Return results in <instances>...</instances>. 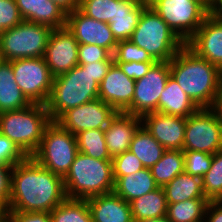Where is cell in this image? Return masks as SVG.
<instances>
[{"label": "cell", "instance_id": "6da1fadb", "mask_svg": "<svg viewBox=\"0 0 222 222\" xmlns=\"http://www.w3.org/2000/svg\"><path fill=\"white\" fill-rule=\"evenodd\" d=\"M66 198L63 178L33 157L13 166L8 211L50 213Z\"/></svg>", "mask_w": 222, "mask_h": 222}, {"label": "cell", "instance_id": "603a6c76", "mask_svg": "<svg viewBox=\"0 0 222 222\" xmlns=\"http://www.w3.org/2000/svg\"><path fill=\"white\" fill-rule=\"evenodd\" d=\"M148 0H120V12L109 21L117 41L130 40Z\"/></svg>", "mask_w": 222, "mask_h": 222}, {"label": "cell", "instance_id": "bcb514c9", "mask_svg": "<svg viewBox=\"0 0 222 222\" xmlns=\"http://www.w3.org/2000/svg\"><path fill=\"white\" fill-rule=\"evenodd\" d=\"M211 109L215 112L217 118L222 122V80L220 82L214 103Z\"/></svg>", "mask_w": 222, "mask_h": 222}, {"label": "cell", "instance_id": "4dcf8cb0", "mask_svg": "<svg viewBox=\"0 0 222 222\" xmlns=\"http://www.w3.org/2000/svg\"><path fill=\"white\" fill-rule=\"evenodd\" d=\"M78 152L99 160H112L106 142L104 129L84 130L75 135Z\"/></svg>", "mask_w": 222, "mask_h": 222}, {"label": "cell", "instance_id": "8992f818", "mask_svg": "<svg viewBox=\"0 0 222 222\" xmlns=\"http://www.w3.org/2000/svg\"><path fill=\"white\" fill-rule=\"evenodd\" d=\"M130 41L156 62H169L185 45L149 5L143 9Z\"/></svg>", "mask_w": 222, "mask_h": 222}, {"label": "cell", "instance_id": "f907efd6", "mask_svg": "<svg viewBox=\"0 0 222 222\" xmlns=\"http://www.w3.org/2000/svg\"><path fill=\"white\" fill-rule=\"evenodd\" d=\"M137 222H171L166 216L160 218H148Z\"/></svg>", "mask_w": 222, "mask_h": 222}, {"label": "cell", "instance_id": "f35d334b", "mask_svg": "<svg viewBox=\"0 0 222 222\" xmlns=\"http://www.w3.org/2000/svg\"><path fill=\"white\" fill-rule=\"evenodd\" d=\"M98 61H114V58L113 55L103 47L91 44L78 45L79 64H90Z\"/></svg>", "mask_w": 222, "mask_h": 222}, {"label": "cell", "instance_id": "7a4b0ae2", "mask_svg": "<svg viewBox=\"0 0 222 222\" xmlns=\"http://www.w3.org/2000/svg\"><path fill=\"white\" fill-rule=\"evenodd\" d=\"M170 76L199 108H211L220 82L221 69L197 56L184 45L169 61Z\"/></svg>", "mask_w": 222, "mask_h": 222}, {"label": "cell", "instance_id": "cb8c5ba5", "mask_svg": "<svg viewBox=\"0 0 222 222\" xmlns=\"http://www.w3.org/2000/svg\"><path fill=\"white\" fill-rule=\"evenodd\" d=\"M32 104L15 81L11 61L0 64V113L21 110Z\"/></svg>", "mask_w": 222, "mask_h": 222}, {"label": "cell", "instance_id": "ba28073f", "mask_svg": "<svg viewBox=\"0 0 222 222\" xmlns=\"http://www.w3.org/2000/svg\"><path fill=\"white\" fill-rule=\"evenodd\" d=\"M52 28L23 20L0 34V49L5 61L44 57Z\"/></svg>", "mask_w": 222, "mask_h": 222}, {"label": "cell", "instance_id": "44dd1931", "mask_svg": "<svg viewBox=\"0 0 222 222\" xmlns=\"http://www.w3.org/2000/svg\"><path fill=\"white\" fill-rule=\"evenodd\" d=\"M86 200L92 222H133L130 203L119 197L114 191Z\"/></svg>", "mask_w": 222, "mask_h": 222}, {"label": "cell", "instance_id": "83f0119b", "mask_svg": "<svg viewBox=\"0 0 222 222\" xmlns=\"http://www.w3.org/2000/svg\"><path fill=\"white\" fill-rule=\"evenodd\" d=\"M165 150L142 125L134 133L129 148L144 167L149 169L161 159Z\"/></svg>", "mask_w": 222, "mask_h": 222}, {"label": "cell", "instance_id": "277c9868", "mask_svg": "<svg viewBox=\"0 0 222 222\" xmlns=\"http://www.w3.org/2000/svg\"><path fill=\"white\" fill-rule=\"evenodd\" d=\"M67 198L88 199L114 191L111 160H99L78 152L63 178Z\"/></svg>", "mask_w": 222, "mask_h": 222}, {"label": "cell", "instance_id": "e0dca14e", "mask_svg": "<svg viewBox=\"0 0 222 222\" xmlns=\"http://www.w3.org/2000/svg\"><path fill=\"white\" fill-rule=\"evenodd\" d=\"M187 118L152 112L142 117V126L165 148L183 150Z\"/></svg>", "mask_w": 222, "mask_h": 222}, {"label": "cell", "instance_id": "8d00e7d4", "mask_svg": "<svg viewBox=\"0 0 222 222\" xmlns=\"http://www.w3.org/2000/svg\"><path fill=\"white\" fill-rule=\"evenodd\" d=\"M111 161L114 181L121 176L135 174L145 168L140 160L129 150L114 156Z\"/></svg>", "mask_w": 222, "mask_h": 222}, {"label": "cell", "instance_id": "db71d44e", "mask_svg": "<svg viewBox=\"0 0 222 222\" xmlns=\"http://www.w3.org/2000/svg\"><path fill=\"white\" fill-rule=\"evenodd\" d=\"M217 202L222 205V197Z\"/></svg>", "mask_w": 222, "mask_h": 222}, {"label": "cell", "instance_id": "8fae6325", "mask_svg": "<svg viewBox=\"0 0 222 222\" xmlns=\"http://www.w3.org/2000/svg\"><path fill=\"white\" fill-rule=\"evenodd\" d=\"M15 81L31 103L46 104L51 93L53 76L44 57L11 61Z\"/></svg>", "mask_w": 222, "mask_h": 222}, {"label": "cell", "instance_id": "9a60e30c", "mask_svg": "<svg viewBox=\"0 0 222 222\" xmlns=\"http://www.w3.org/2000/svg\"><path fill=\"white\" fill-rule=\"evenodd\" d=\"M78 45L66 27L52 30L44 58L53 77L64 74L79 64Z\"/></svg>", "mask_w": 222, "mask_h": 222}, {"label": "cell", "instance_id": "f5cc1de1", "mask_svg": "<svg viewBox=\"0 0 222 222\" xmlns=\"http://www.w3.org/2000/svg\"><path fill=\"white\" fill-rule=\"evenodd\" d=\"M5 60L3 59V56H2V52H1V49H0V64L2 63V62H4Z\"/></svg>", "mask_w": 222, "mask_h": 222}, {"label": "cell", "instance_id": "7dc6e473", "mask_svg": "<svg viewBox=\"0 0 222 222\" xmlns=\"http://www.w3.org/2000/svg\"><path fill=\"white\" fill-rule=\"evenodd\" d=\"M62 7L67 13L79 8L80 0H51Z\"/></svg>", "mask_w": 222, "mask_h": 222}, {"label": "cell", "instance_id": "9c48e42d", "mask_svg": "<svg viewBox=\"0 0 222 222\" xmlns=\"http://www.w3.org/2000/svg\"><path fill=\"white\" fill-rule=\"evenodd\" d=\"M148 5L186 43L210 12L195 0H148Z\"/></svg>", "mask_w": 222, "mask_h": 222}, {"label": "cell", "instance_id": "d4e9b609", "mask_svg": "<svg viewBox=\"0 0 222 222\" xmlns=\"http://www.w3.org/2000/svg\"><path fill=\"white\" fill-rule=\"evenodd\" d=\"M158 187L150 169L144 168L135 174L119 177L115 181L114 192L126 202H130Z\"/></svg>", "mask_w": 222, "mask_h": 222}, {"label": "cell", "instance_id": "5b68a950", "mask_svg": "<svg viewBox=\"0 0 222 222\" xmlns=\"http://www.w3.org/2000/svg\"><path fill=\"white\" fill-rule=\"evenodd\" d=\"M51 122L44 104L32 103L21 110L0 113V133L27 156L38 149L46 126Z\"/></svg>", "mask_w": 222, "mask_h": 222}, {"label": "cell", "instance_id": "ee69618b", "mask_svg": "<svg viewBox=\"0 0 222 222\" xmlns=\"http://www.w3.org/2000/svg\"><path fill=\"white\" fill-rule=\"evenodd\" d=\"M113 63L114 61H98L96 63H91V73L96 82L99 84L101 83Z\"/></svg>", "mask_w": 222, "mask_h": 222}, {"label": "cell", "instance_id": "ffe728a7", "mask_svg": "<svg viewBox=\"0 0 222 222\" xmlns=\"http://www.w3.org/2000/svg\"><path fill=\"white\" fill-rule=\"evenodd\" d=\"M23 20L52 29L66 27L67 12L51 0H15Z\"/></svg>", "mask_w": 222, "mask_h": 222}, {"label": "cell", "instance_id": "4316f807", "mask_svg": "<svg viewBox=\"0 0 222 222\" xmlns=\"http://www.w3.org/2000/svg\"><path fill=\"white\" fill-rule=\"evenodd\" d=\"M163 189L166 194L167 203L206 198L203 191L202 178L186 172L177 175L172 181L166 184Z\"/></svg>", "mask_w": 222, "mask_h": 222}, {"label": "cell", "instance_id": "836d02e7", "mask_svg": "<svg viewBox=\"0 0 222 222\" xmlns=\"http://www.w3.org/2000/svg\"><path fill=\"white\" fill-rule=\"evenodd\" d=\"M205 197L218 201L222 197V150L213 154L209 171L202 177Z\"/></svg>", "mask_w": 222, "mask_h": 222}, {"label": "cell", "instance_id": "4fadbf2b", "mask_svg": "<svg viewBox=\"0 0 222 222\" xmlns=\"http://www.w3.org/2000/svg\"><path fill=\"white\" fill-rule=\"evenodd\" d=\"M117 111L97 98L64 112L56 122L71 134L84 130L105 129Z\"/></svg>", "mask_w": 222, "mask_h": 222}, {"label": "cell", "instance_id": "7c38bea8", "mask_svg": "<svg viewBox=\"0 0 222 222\" xmlns=\"http://www.w3.org/2000/svg\"><path fill=\"white\" fill-rule=\"evenodd\" d=\"M170 76L169 62H156L147 74L135 81L131 107L126 113L143 117L158 112L159 98Z\"/></svg>", "mask_w": 222, "mask_h": 222}, {"label": "cell", "instance_id": "5bb4252c", "mask_svg": "<svg viewBox=\"0 0 222 222\" xmlns=\"http://www.w3.org/2000/svg\"><path fill=\"white\" fill-rule=\"evenodd\" d=\"M66 28L79 44L97 45L107 49L112 55L118 44L108 23L90 18L79 9L67 13Z\"/></svg>", "mask_w": 222, "mask_h": 222}, {"label": "cell", "instance_id": "d6986e66", "mask_svg": "<svg viewBox=\"0 0 222 222\" xmlns=\"http://www.w3.org/2000/svg\"><path fill=\"white\" fill-rule=\"evenodd\" d=\"M141 125V117L126 112L116 113L104 129L106 146L112 158L129 150L134 133Z\"/></svg>", "mask_w": 222, "mask_h": 222}, {"label": "cell", "instance_id": "d590c367", "mask_svg": "<svg viewBox=\"0 0 222 222\" xmlns=\"http://www.w3.org/2000/svg\"><path fill=\"white\" fill-rule=\"evenodd\" d=\"M184 172L202 178L210 169L213 154L198 151H183Z\"/></svg>", "mask_w": 222, "mask_h": 222}, {"label": "cell", "instance_id": "d6a6232c", "mask_svg": "<svg viewBox=\"0 0 222 222\" xmlns=\"http://www.w3.org/2000/svg\"><path fill=\"white\" fill-rule=\"evenodd\" d=\"M78 9L90 18L109 23L120 12V0H80Z\"/></svg>", "mask_w": 222, "mask_h": 222}, {"label": "cell", "instance_id": "484cf974", "mask_svg": "<svg viewBox=\"0 0 222 222\" xmlns=\"http://www.w3.org/2000/svg\"><path fill=\"white\" fill-rule=\"evenodd\" d=\"M129 203L133 222L148 218L165 217L167 214L166 194L163 187H158Z\"/></svg>", "mask_w": 222, "mask_h": 222}, {"label": "cell", "instance_id": "2e32d148", "mask_svg": "<svg viewBox=\"0 0 222 222\" xmlns=\"http://www.w3.org/2000/svg\"><path fill=\"white\" fill-rule=\"evenodd\" d=\"M197 56L222 68V19L209 14L185 43Z\"/></svg>", "mask_w": 222, "mask_h": 222}, {"label": "cell", "instance_id": "1f68e13d", "mask_svg": "<svg viewBox=\"0 0 222 222\" xmlns=\"http://www.w3.org/2000/svg\"><path fill=\"white\" fill-rule=\"evenodd\" d=\"M52 222H92L86 199L66 198L50 212Z\"/></svg>", "mask_w": 222, "mask_h": 222}, {"label": "cell", "instance_id": "f1b7e54d", "mask_svg": "<svg viewBox=\"0 0 222 222\" xmlns=\"http://www.w3.org/2000/svg\"><path fill=\"white\" fill-rule=\"evenodd\" d=\"M159 187H164L177 175L184 172L183 150L166 149L161 159L150 168Z\"/></svg>", "mask_w": 222, "mask_h": 222}, {"label": "cell", "instance_id": "b9f144b4", "mask_svg": "<svg viewBox=\"0 0 222 222\" xmlns=\"http://www.w3.org/2000/svg\"><path fill=\"white\" fill-rule=\"evenodd\" d=\"M9 222H52L49 212L8 211Z\"/></svg>", "mask_w": 222, "mask_h": 222}, {"label": "cell", "instance_id": "30bf717a", "mask_svg": "<svg viewBox=\"0 0 222 222\" xmlns=\"http://www.w3.org/2000/svg\"><path fill=\"white\" fill-rule=\"evenodd\" d=\"M222 150V122L211 108H199L186 120L183 151L214 154Z\"/></svg>", "mask_w": 222, "mask_h": 222}, {"label": "cell", "instance_id": "7bdbcfd3", "mask_svg": "<svg viewBox=\"0 0 222 222\" xmlns=\"http://www.w3.org/2000/svg\"><path fill=\"white\" fill-rule=\"evenodd\" d=\"M13 166L0 165V200L8 206L11 193V174Z\"/></svg>", "mask_w": 222, "mask_h": 222}, {"label": "cell", "instance_id": "7402d4cb", "mask_svg": "<svg viewBox=\"0 0 222 222\" xmlns=\"http://www.w3.org/2000/svg\"><path fill=\"white\" fill-rule=\"evenodd\" d=\"M198 109L199 107L181 89L173 77L169 76L159 98L158 112L188 118Z\"/></svg>", "mask_w": 222, "mask_h": 222}, {"label": "cell", "instance_id": "681fc988", "mask_svg": "<svg viewBox=\"0 0 222 222\" xmlns=\"http://www.w3.org/2000/svg\"><path fill=\"white\" fill-rule=\"evenodd\" d=\"M0 221H9L7 206L1 200H0Z\"/></svg>", "mask_w": 222, "mask_h": 222}, {"label": "cell", "instance_id": "f546056e", "mask_svg": "<svg viewBox=\"0 0 222 222\" xmlns=\"http://www.w3.org/2000/svg\"><path fill=\"white\" fill-rule=\"evenodd\" d=\"M207 198H195L177 203H167L166 217L171 222H204Z\"/></svg>", "mask_w": 222, "mask_h": 222}, {"label": "cell", "instance_id": "74e56055", "mask_svg": "<svg viewBox=\"0 0 222 222\" xmlns=\"http://www.w3.org/2000/svg\"><path fill=\"white\" fill-rule=\"evenodd\" d=\"M27 157L14 142L0 133V165L14 166Z\"/></svg>", "mask_w": 222, "mask_h": 222}, {"label": "cell", "instance_id": "60d3db41", "mask_svg": "<svg viewBox=\"0 0 222 222\" xmlns=\"http://www.w3.org/2000/svg\"><path fill=\"white\" fill-rule=\"evenodd\" d=\"M155 63L156 62H130L115 64H117L128 77L136 81L144 77Z\"/></svg>", "mask_w": 222, "mask_h": 222}, {"label": "cell", "instance_id": "ac0fdd59", "mask_svg": "<svg viewBox=\"0 0 222 222\" xmlns=\"http://www.w3.org/2000/svg\"><path fill=\"white\" fill-rule=\"evenodd\" d=\"M135 80L113 63L99 84V99L117 112H126L132 105Z\"/></svg>", "mask_w": 222, "mask_h": 222}, {"label": "cell", "instance_id": "52a82bcc", "mask_svg": "<svg viewBox=\"0 0 222 222\" xmlns=\"http://www.w3.org/2000/svg\"><path fill=\"white\" fill-rule=\"evenodd\" d=\"M78 153L76 136L51 121L45 128L37 151L31 156L42 167L64 178Z\"/></svg>", "mask_w": 222, "mask_h": 222}, {"label": "cell", "instance_id": "e575fe53", "mask_svg": "<svg viewBox=\"0 0 222 222\" xmlns=\"http://www.w3.org/2000/svg\"><path fill=\"white\" fill-rule=\"evenodd\" d=\"M114 63L156 62L147 51L130 40L118 41L113 53Z\"/></svg>", "mask_w": 222, "mask_h": 222}, {"label": "cell", "instance_id": "f6af8a7d", "mask_svg": "<svg viewBox=\"0 0 222 222\" xmlns=\"http://www.w3.org/2000/svg\"><path fill=\"white\" fill-rule=\"evenodd\" d=\"M204 222H222V205L217 201H210L206 209Z\"/></svg>", "mask_w": 222, "mask_h": 222}, {"label": "cell", "instance_id": "816d5d0a", "mask_svg": "<svg viewBox=\"0 0 222 222\" xmlns=\"http://www.w3.org/2000/svg\"><path fill=\"white\" fill-rule=\"evenodd\" d=\"M195 1L201 3L209 12L211 11L214 4V0H195Z\"/></svg>", "mask_w": 222, "mask_h": 222}, {"label": "cell", "instance_id": "3957f363", "mask_svg": "<svg viewBox=\"0 0 222 222\" xmlns=\"http://www.w3.org/2000/svg\"><path fill=\"white\" fill-rule=\"evenodd\" d=\"M99 98V83L91 73L90 64H78L70 71L53 78L46 109L51 121L64 112Z\"/></svg>", "mask_w": 222, "mask_h": 222}, {"label": "cell", "instance_id": "ab89813d", "mask_svg": "<svg viewBox=\"0 0 222 222\" xmlns=\"http://www.w3.org/2000/svg\"><path fill=\"white\" fill-rule=\"evenodd\" d=\"M23 21L15 0H0V34Z\"/></svg>", "mask_w": 222, "mask_h": 222}, {"label": "cell", "instance_id": "c3c4849f", "mask_svg": "<svg viewBox=\"0 0 222 222\" xmlns=\"http://www.w3.org/2000/svg\"><path fill=\"white\" fill-rule=\"evenodd\" d=\"M210 14L214 17L222 15V0H214V4L210 11Z\"/></svg>", "mask_w": 222, "mask_h": 222}]
</instances>
